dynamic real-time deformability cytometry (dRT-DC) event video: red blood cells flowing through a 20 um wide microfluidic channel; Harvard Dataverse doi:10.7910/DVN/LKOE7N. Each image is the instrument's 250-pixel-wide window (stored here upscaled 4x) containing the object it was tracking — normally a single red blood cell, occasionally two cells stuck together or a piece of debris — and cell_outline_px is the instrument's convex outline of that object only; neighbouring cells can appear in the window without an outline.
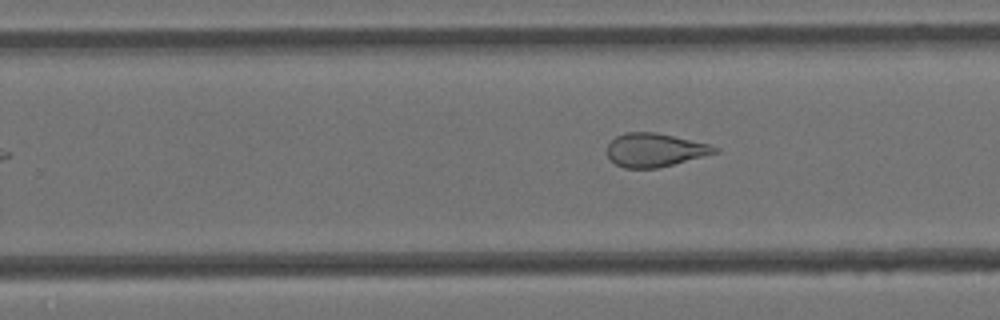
{"species": "Egyptian fruit bat (a non-hibernating species)", "species_latin": "Rousettus aegyptiacus", "temperature_condition": "cold", "stored_images_in_passage": 16, "camera_frame_rate_fps": 3000, "um_per_image_px": 0.085, "animal": {"sex": "female"}, "frame": {"image": 1, "passage_image": 10, "time_ms": 3.0, "image_size_px": [1000, 320], "cell_outline_px": [[720, 152], [656, 168], [624, 168], [616, 164], [608, 156], [608, 144], [616, 136], [624, 132], [656, 132], [708, 144], [720, 148]], "centroid_in_image_um": [55.66, 12.74], "position_along_channel_um": 274.1, "area_um2": 20.81}}